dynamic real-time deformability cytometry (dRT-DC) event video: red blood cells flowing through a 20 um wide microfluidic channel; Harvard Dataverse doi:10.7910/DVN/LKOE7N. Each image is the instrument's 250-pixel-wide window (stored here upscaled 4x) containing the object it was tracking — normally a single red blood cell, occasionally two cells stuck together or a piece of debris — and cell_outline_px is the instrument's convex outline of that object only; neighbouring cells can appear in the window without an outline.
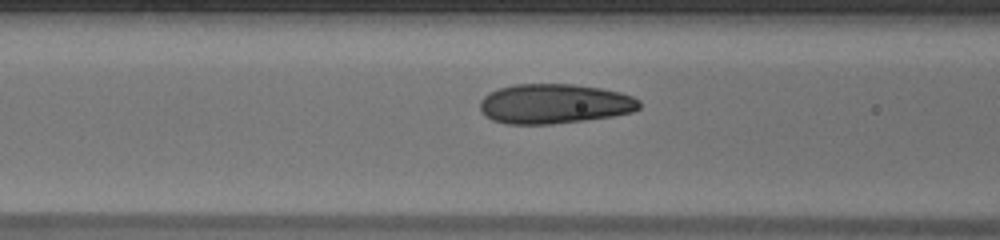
{"species": "human", "species_latin": "Homo sapiens", "temperature_condition": "warm", "stored_images_in_passage": 12, "camera_frame_rate_fps": 3000, "um_per_image_px": 0.085, "donor": {"sex": "male"}, "frame": {"image": 1, "passage_image": 7, "time_ms": 2.0, "image_size_px": [1000, 240], "cell_outline_px": [[640, 108], [632, 112], [612, 116], [584, 120], [552, 124], [508, 124], [492, 120], [484, 116], [480, 112], [480, 100], [488, 92], [500, 88], [516, 84], [572, 84], [600, 88], [620, 92], [632, 96], [640, 100]], "centroid_in_image_um": [47.1, 8.82], "position_along_channel_um": 119.5, "area_um2": 37.05}}